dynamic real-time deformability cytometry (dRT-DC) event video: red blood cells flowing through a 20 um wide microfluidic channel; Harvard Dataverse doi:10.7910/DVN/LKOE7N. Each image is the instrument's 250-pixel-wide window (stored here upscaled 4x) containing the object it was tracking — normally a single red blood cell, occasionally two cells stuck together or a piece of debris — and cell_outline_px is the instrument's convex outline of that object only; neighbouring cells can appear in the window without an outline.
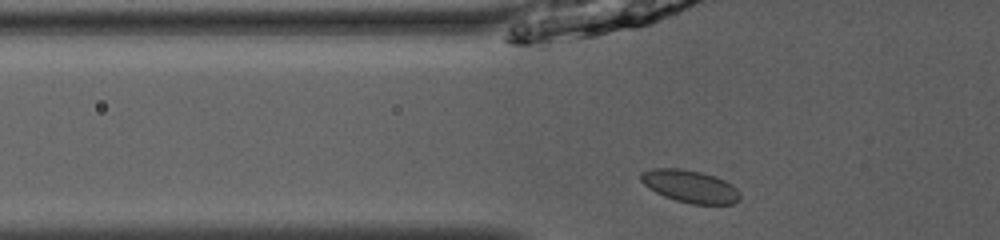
{"species": "common noctule bat (a hibernating species)", "species_latin": "Nyctalus noctula", "temperature_condition": "room temperature", "stored_images_in_passage": 43, "camera_frame_rate_fps": 3000, "um_per_image_px": 0.085, "animal": {"sex": "male", "body_mass_g": 13.0, "forearm_length_mm": 53.1}, "frame": {"image": 1, "passage_image": 9, "time_ms": 2.667, "image_size_px": [1000, 240], "cell_outline_px": [[740, 200], [732, 204], [692, 204], [676, 200], [664, 196], [648, 188], [640, 180], [640, 172], [652, 168], [680, 168], [700, 172], [724, 180], [732, 184], [740, 192]], "centroid_in_image_um": [58.64, 15.84], "position_along_channel_um": 67.2, "area_um2": 18.79}}
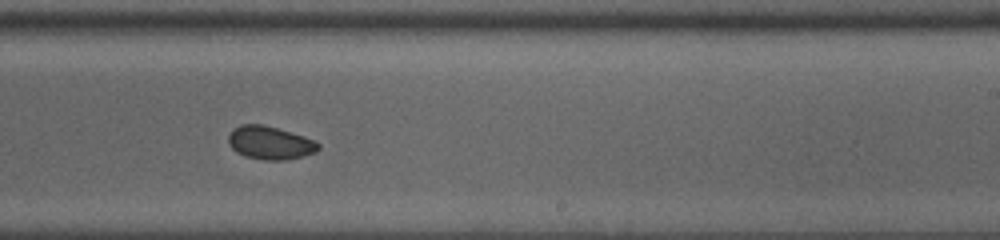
{"frame": {"image": 2, "passage_image": 24, "time_ms": 7.667, "image_size_px": [1000, 240], "cell_outline_px": [[320, 148], [316, 152], [288, 160], [264, 160], [244, 156], [236, 152], [228, 144], [228, 136], [232, 128], [240, 124], [264, 124], [304, 136], [320, 144]], "centroid_in_image_um": [22.92, 12.13], "position_along_channel_um": 266.1, "area_um2": 17.57}}
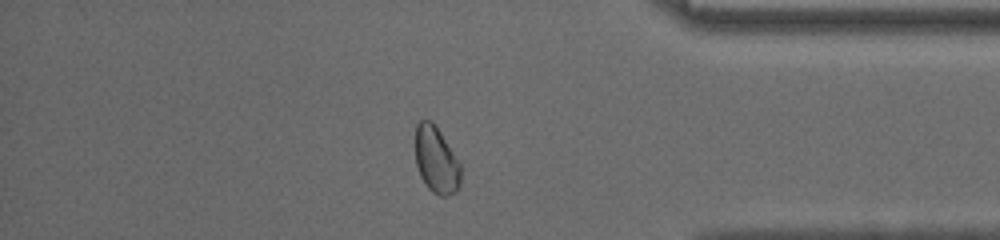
{"frame": {"image": 3, "passage_image": 35, "time_ms": 11.333, "image_size_px": [1000, 240], "cell_outline_px": [[460, 188], [456, 192], [448, 196], [440, 196], [432, 192], [428, 188], [420, 176], [416, 164], [412, 140], [416, 124], [420, 120], [432, 120], [440, 132], [460, 164]], "centroid_in_image_um": [37.02, 13.58], "position_along_channel_um": 398.2, "area_um2": 18.15}, "authors_computed_cell_mechanics": {"area_um2": 17.918, "velocity_mm_per_s": 4.0234, "shape_relaxation_time_tau1_ms": 4.12, "shape_relaxation_time_tau2_ms": 2.1088, "deformation_change_tau1": 0.0803, "deformation_change_tau2": 0.0431}}